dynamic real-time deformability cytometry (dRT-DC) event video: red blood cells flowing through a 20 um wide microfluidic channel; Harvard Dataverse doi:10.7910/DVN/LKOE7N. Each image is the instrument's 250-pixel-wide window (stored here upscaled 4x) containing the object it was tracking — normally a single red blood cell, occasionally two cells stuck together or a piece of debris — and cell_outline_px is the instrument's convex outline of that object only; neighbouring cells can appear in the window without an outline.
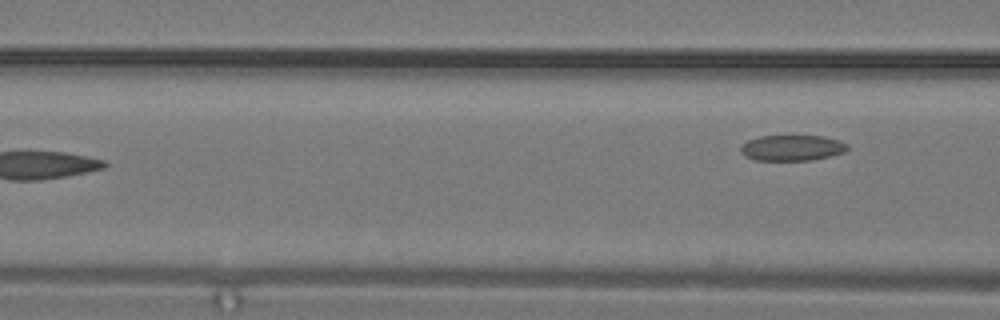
{"species": "common noctule bat (a hibernating species)", "species_latin": "Nyctalus noctula", "temperature_condition": "warm", "stored_images_in_passage": 13, "camera_frame_rate_fps": 3000, "um_per_image_px": 0.085, "animal": {"sex": "male", "body_mass_g": 19.2, "forearm_length_mm": 51.8}, "frame": {"image": 1, "passage_image": 13, "time_ms": 4.0, "image_size_px": [1000, 320], "cell_outline_px": [[848, 148], [844, 152], [832, 156], [812, 160], [756, 160], [744, 156], [740, 152], [740, 144], [748, 140], [760, 136], [824, 136], [840, 140], [848, 144]], "centroid_in_image_um": [67.32, 12.57], "position_along_channel_um": 99.3, "area_um2": 16.18}}